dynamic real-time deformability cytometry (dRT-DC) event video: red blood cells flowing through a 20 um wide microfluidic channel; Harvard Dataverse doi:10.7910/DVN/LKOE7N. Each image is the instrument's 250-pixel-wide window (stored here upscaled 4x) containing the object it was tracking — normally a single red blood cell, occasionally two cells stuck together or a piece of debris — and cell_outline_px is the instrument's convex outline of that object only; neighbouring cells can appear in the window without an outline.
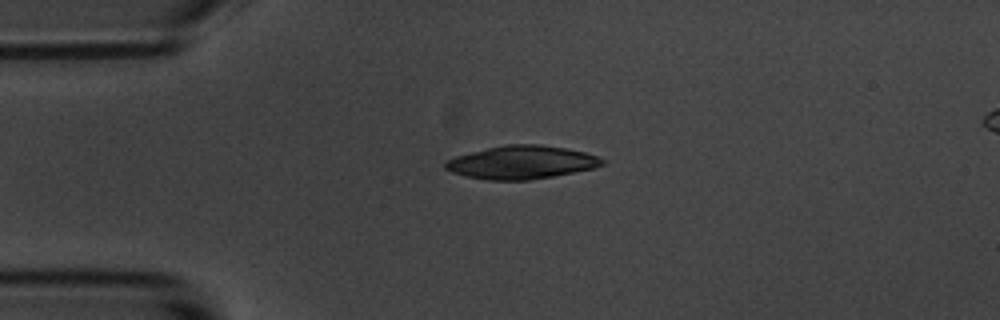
{"species": "common noctule bat (a hibernating species)", "species_latin": "Nyctalus noctula", "temperature_condition": "room temperature", "stored_images_in_passage": 3, "camera_frame_rate_fps": 3000, "um_per_image_px": 0.085, "animal": {"sex": "male", "body_mass_g": 20.1, "forearm_length_mm": 53.5}, "frame": {"image": 1, "passage_image": 1, "time_ms": 0.0, "image_size_px": [1000, 320], "cell_outline_px": [[604, 164], [596, 168], [552, 176], [528, 180], [488, 180], [468, 176], [452, 172], [444, 168], [444, 164], [448, 160], [456, 156], [488, 148], [508, 144], [540, 144], [564, 148], [584, 152], [596, 156], [604, 160]], "centroid_in_image_um": [44.35, 13.8], "position_along_channel_um": 40.7, "area_um2": 30.0}}